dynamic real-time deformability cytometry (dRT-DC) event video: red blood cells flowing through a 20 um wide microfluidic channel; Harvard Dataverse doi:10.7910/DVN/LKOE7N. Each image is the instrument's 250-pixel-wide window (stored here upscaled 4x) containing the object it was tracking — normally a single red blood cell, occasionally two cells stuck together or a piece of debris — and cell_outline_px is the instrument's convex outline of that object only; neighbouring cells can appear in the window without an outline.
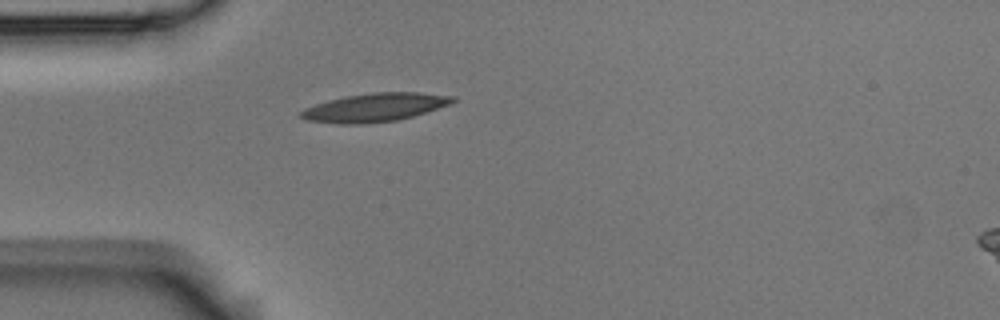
{"species": "Egyptian fruit bat (a non-hibernating species)", "species_latin": "Rousettus aegyptiacus", "temperature_condition": "room temperature", "stored_images_in_passage": 1, "camera_frame_rate_fps": 3000, "um_per_image_px": 0.085, "animal": {"sex": "male"}, "frame": {"image": 1, "passage_image": 1, "time_ms": 0.0, "image_size_px": [1000, 320], "cell_outline_px": [[456, 100], [448, 104], [412, 116], [396, 120], [360, 124], [336, 124], [304, 120], [300, 116], [300, 112], [304, 108], [328, 100], [344, 96], [372, 92], [420, 92], [456, 96]], "centroid_in_image_um": [31.81, 9.12], "position_along_channel_um": 53.2, "area_um2": 25.09}}